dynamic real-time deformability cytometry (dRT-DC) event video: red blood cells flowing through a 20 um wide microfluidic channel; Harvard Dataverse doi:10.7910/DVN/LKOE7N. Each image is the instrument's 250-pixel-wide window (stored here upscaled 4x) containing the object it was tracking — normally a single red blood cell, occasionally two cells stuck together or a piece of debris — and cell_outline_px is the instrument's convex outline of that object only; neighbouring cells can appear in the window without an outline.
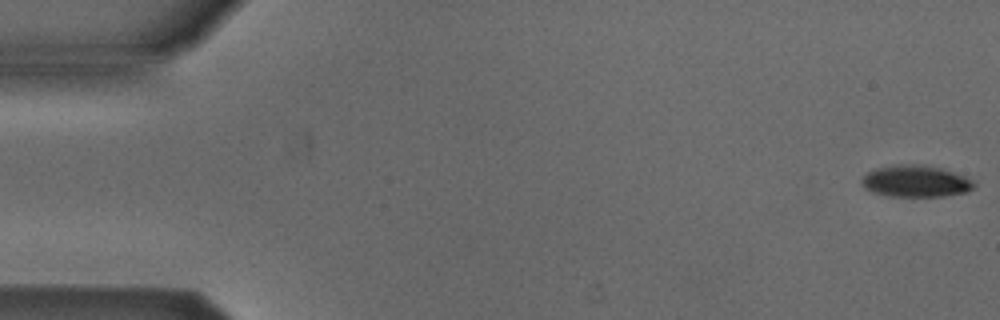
{"species": "Egyptian fruit bat (a non-hibernating species)", "species_latin": "Rousettus aegyptiacus", "temperature_condition": "cold", "stored_images_in_passage": 27, "camera_frame_rate_fps": 3000, "um_per_image_px": 0.085, "animal": {"sex": "male"}, "frame": {"image": 1, "passage_image": 1, "time_ms": 0.0, "image_size_px": [1000, 320], "cell_outline_px": [[976, 188], [968, 192], [944, 196], [892, 196], [876, 192], [864, 188], [860, 180], [868, 172], [876, 168], [900, 164], [924, 164], [944, 168], [976, 180]], "centroid_in_image_um": [77.93, 15.39], "position_along_channel_um": 7.1, "area_um2": 21.04}}
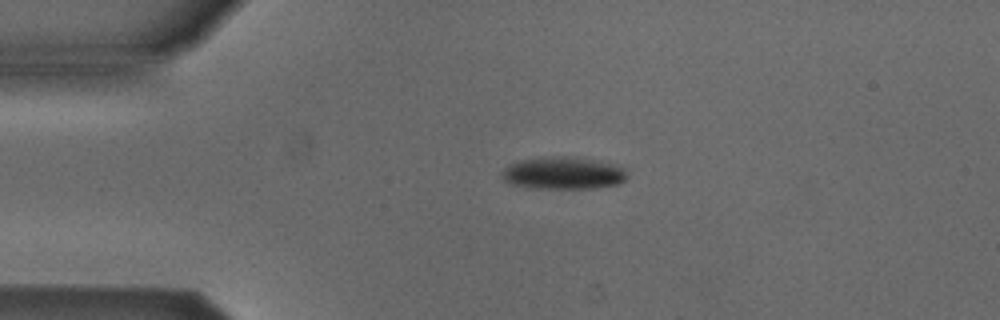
{"frame": {"image": 2, "passage_image": 12, "time_ms": 3.667, "image_size_px": [1000, 320], "cell_outline_px": [[628, 176], [624, 180], [616, 184], [588, 188], [536, 188], [512, 184], [504, 180], [500, 176], [504, 168], [508, 164], [520, 160], [560, 156], [572, 156], [620, 164], [628, 168]], "centroid_in_image_um": [47.93, 14.69], "position_along_channel_um": 37.1, "area_um2": 23.76}}